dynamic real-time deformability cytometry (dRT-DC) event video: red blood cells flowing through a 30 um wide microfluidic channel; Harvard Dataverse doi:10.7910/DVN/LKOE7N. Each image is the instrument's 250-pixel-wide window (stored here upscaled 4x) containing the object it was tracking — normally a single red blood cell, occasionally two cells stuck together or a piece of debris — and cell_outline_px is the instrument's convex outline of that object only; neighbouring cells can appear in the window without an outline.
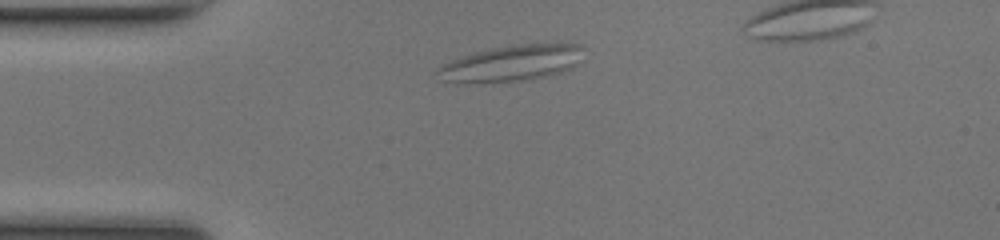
{"species": "common noctule bat (a hibernating species)", "species_latin": "Nyctalus noctula", "temperature_condition": "room temperature", "stored_images_in_passage": 35, "camera_frame_rate_fps": 3000, "um_per_image_px": 0.085, "animal": {"sex": "female", "body_mass_g": 17.0, "forearm_length_mm": 48.0}, "frame": {"image": 1, "passage_image": 1, "time_ms": 0.0, "image_size_px": [1000, 240], "cell_outline_px": [[584, 48], [572, 64], [568, 68], [560, 72], [544, 76], [520, 80], [444, 80], [436, 72], [444, 64], [452, 60], [476, 52], [496, 48], [520, 44], [580, 44]], "centroid_in_image_um": [43.53, 5.33], "position_along_channel_um": 41.5, "area_um2": 28.38}}
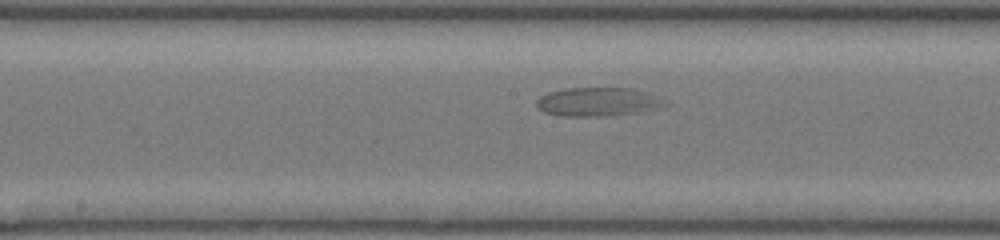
{"frame": {"image": 2, "passage_image": 15, "time_ms": 4.667, "image_size_px": [1000, 240], "cell_outline_px": [[668, 104], [640, 112], [608, 116], [564, 116], [544, 112], [536, 104], [536, 100], [540, 96], [548, 92], [568, 88], [632, 88]], "centroid_in_image_um": [50.69, 8.66], "position_along_channel_um": 197.5, "area_um2": 20.87}}
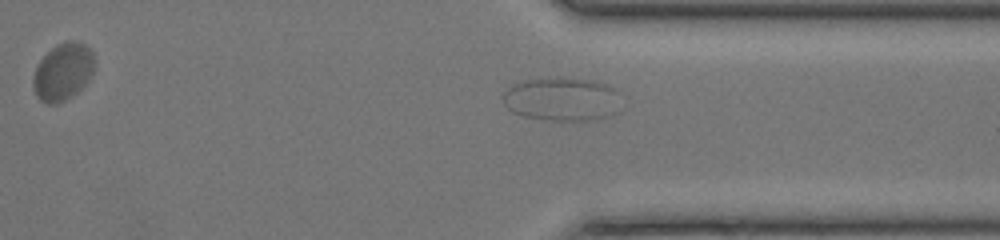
{"frame": {"image": 3, "passage_image": 28, "time_ms": 9.0, "image_size_px": [1000, 240], "cell_outline_px": [[620, 112], [608, 116], [592, 120], [552, 120], [524, 116], [512, 112], [504, 104], [504, 92], [512, 84], [528, 80], [560, 76], [592, 80], [604, 84], [612, 88]], "centroid_in_image_um": [47.72, 8.42], "position_along_channel_um": 363.7, "area_um2": 29.71}}